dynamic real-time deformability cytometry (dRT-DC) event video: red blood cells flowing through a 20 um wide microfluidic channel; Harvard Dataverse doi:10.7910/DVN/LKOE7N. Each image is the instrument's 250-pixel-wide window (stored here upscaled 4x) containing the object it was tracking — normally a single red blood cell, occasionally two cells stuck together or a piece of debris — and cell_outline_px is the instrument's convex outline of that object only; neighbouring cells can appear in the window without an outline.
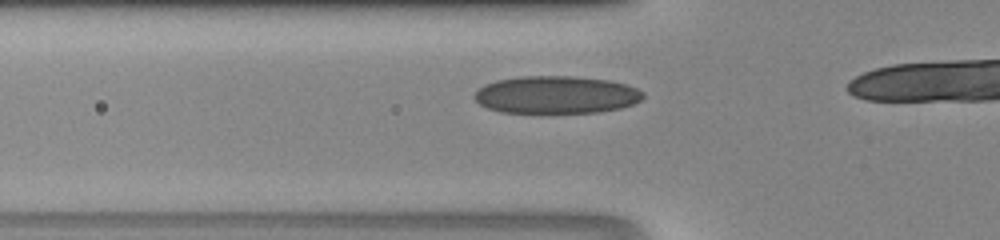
{"species": "human", "species_latin": "Homo sapiens", "temperature_condition": "room temperature", "stored_images_in_passage": 15, "camera_frame_rate_fps": 3000, "um_per_image_px": 0.085, "donor": {"sex": "male"}, "frame": {"image": 1, "passage_image": 10, "time_ms": 3.0, "image_size_px": [1000, 240], "cell_outline_px": [[644, 96], [640, 100], [632, 104], [620, 108], [600, 112], [540, 116], [500, 112], [488, 108], [480, 104], [472, 96], [484, 84], [496, 80], [520, 76], [572, 76], [608, 80], [628, 84], [644, 92]], "centroid_in_image_um": [47.25, 8.1], "position_along_channel_um": 78.6, "area_um2": 38.32}}